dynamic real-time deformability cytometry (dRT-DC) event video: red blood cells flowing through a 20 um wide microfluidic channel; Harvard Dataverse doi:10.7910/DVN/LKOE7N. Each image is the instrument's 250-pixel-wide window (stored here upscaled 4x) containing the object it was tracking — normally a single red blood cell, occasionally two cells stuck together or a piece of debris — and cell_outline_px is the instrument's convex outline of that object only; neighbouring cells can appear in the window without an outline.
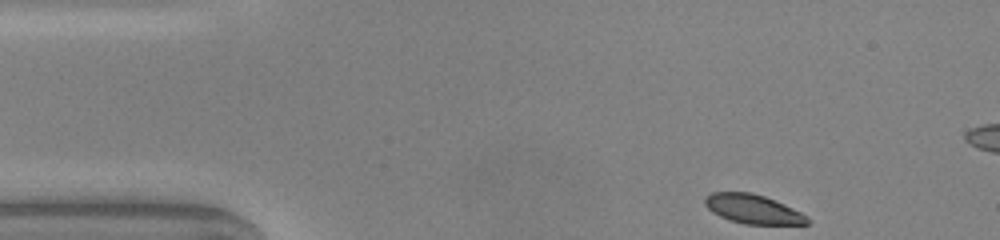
{"species": "common noctule bat (a hibernating species)", "species_latin": "Nyctalus noctula", "temperature_condition": "warm", "stored_images_in_passage": 10, "camera_frame_rate_fps": 3000, "um_per_image_px": 0.085, "animal": {"sex": "male", "body_mass_g": 20.0, "forearm_length_mm": 53.3}, "frame": {"image": 1, "passage_image": 1, "time_ms": 0.0, "image_size_px": [1000, 240], "cell_outline_px": [[808, 224], [744, 224], [720, 216], [712, 212], [704, 204], [704, 196], [712, 192], [748, 192], [764, 196], [784, 204], [808, 216]], "centroid_in_image_um": [63.97, 17.76], "position_along_channel_um": 21.0, "area_um2": 17.22}}